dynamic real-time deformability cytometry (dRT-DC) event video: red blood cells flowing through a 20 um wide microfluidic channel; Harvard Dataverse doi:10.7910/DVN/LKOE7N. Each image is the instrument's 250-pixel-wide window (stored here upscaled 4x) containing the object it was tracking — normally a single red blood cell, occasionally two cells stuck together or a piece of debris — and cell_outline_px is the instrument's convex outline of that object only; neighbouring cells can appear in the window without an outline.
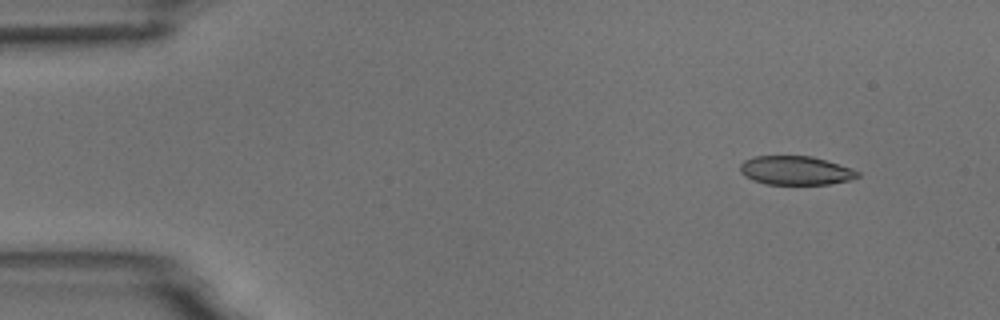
{"species": "common noctule bat (a hibernating species)", "species_latin": "Nyctalus noctula", "temperature_condition": "room temperature", "stored_images_in_passage": 4, "camera_frame_rate_fps": 3000, "um_per_image_px": 0.085, "animal": {"sex": "male", "body_mass_g": 18.8}, "frame": {"image": 1, "passage_image": 1, "time_ms": 0.0, "image_size_px": [1000, 320], "cell_outline_px": [[860, 176], [848, 180], [828, 184], [768, 184], [752, 180], [744, 176], [740, 172], [740, 164], [744, 160], [756, 156], [812, 156], [852, 168], [860, 172]], "centroid_in_image_um": [67.62, 14.49], "position_along_channel_um": 17.4, "area_um2": 19.71}}
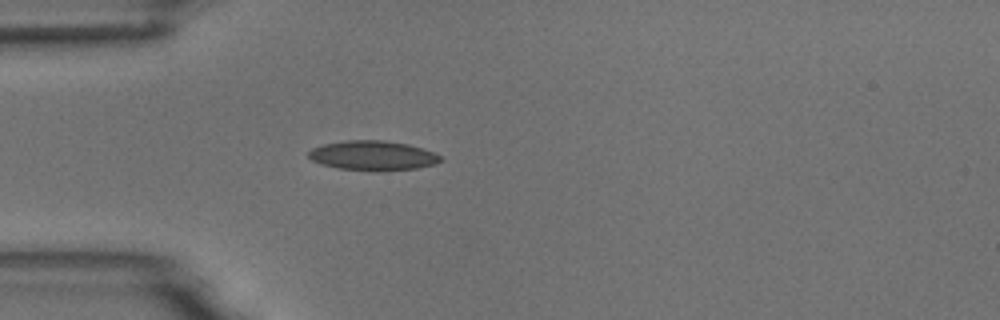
{"frame": {"image": 2, "passage_image": 4, "time_ms": 3.333, "image_size_px": [1000, 320], "cell_outline_px": [[444, 160], [432, 164], [416, 168], [340, 168], [320, 164], [312, 160], [308, 156], [308, 152], [312, 148], [324, 144], [348, 140], [384, 140], [408, 144], [444, 156]], "centroid_in_image_um": [31.68, 13.17], "position_along_channel_um": 53.3, "area_um2": 21.73}}